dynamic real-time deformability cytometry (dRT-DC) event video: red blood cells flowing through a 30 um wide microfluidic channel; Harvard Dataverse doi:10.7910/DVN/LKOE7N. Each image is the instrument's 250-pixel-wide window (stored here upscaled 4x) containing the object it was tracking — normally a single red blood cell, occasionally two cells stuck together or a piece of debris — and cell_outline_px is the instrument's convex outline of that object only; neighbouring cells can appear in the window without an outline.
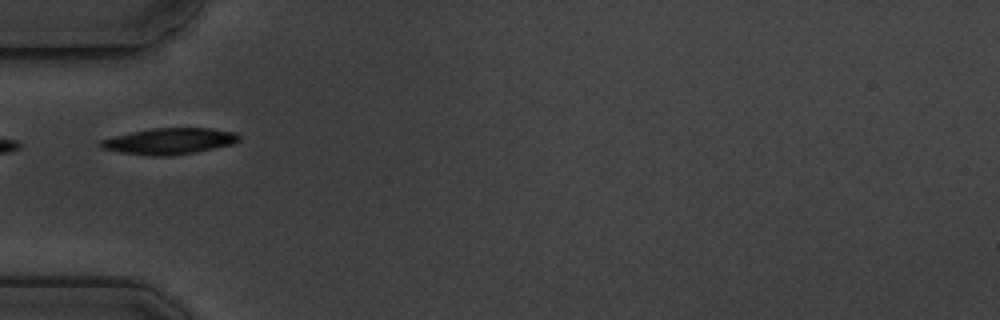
{"species": "common noctule bat (a hibernating species)", "species_latin": "Nyctalus noctula", "temperature_condition": "cold", "stored_images_in_passage": 4, "camera_frame_rate_fps": 3000, "um_per_image_px": 0.085, "animal": {"sex": "male", "body_mass_g": 19.5, "forearm_length_mm": 54.6}, "frame": {"image": 1, "passage_image": 3, "time_ms": 2.0, "image_size_px": [1000, 320], "cell_outline_px": [[240, 140], [232, 144], [196, 152], [168, 156], [156, 156], [120, 152], [100, 148], [96, 144], [100, 140], [132, 132], [152, 128], [212, 128], [236, 132], [240, 136]], "centroid_in_image_um": [14.4, 11.99], "position_along_channel_um": 70.6, "area_um2": 21.1}}